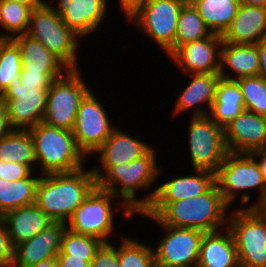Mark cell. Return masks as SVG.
<instances>
[{
	"label": "cell",
	"mask_w": 266,
	"mask_h": 267,
	"mask_svg": "<svg viewBox=\"0 0 266 267\" xmlns=\"http://www.w3.org/2000/svg\"><path fill=\"white\" fill-rule=\"evenodd\" d=\"M157 156V150L153 144L145 155L128 164L91 167L97 187L119 197L134 215H138L152 203L157 190L154 184L162 176L163 169L158 164ZM152 187L155 189L151 190ZM140 190H150V192L141 198L136 195Z\"/></svg>",
	"instance_id": "cell-1"
},
{
	"label": "cell",
	"mask_w": 266,
	"mask_h": 267,
	"mask_svg": "<svg viewBox=\"0 0 266 267\" xmlns=\"http://www.w3.org/2000/svg\"><path fill=\"white\" fill-rule=\"evenodd\" d=\"M230 206L224 201L216 183L204 194L170 203H151L138 213L153 216L162 225L214 232L227 227ZM229 212V213H227Z\"/></svg>",
	"instance_id": "cell-2"
},
{
	"label": "cell",
	"mask_w": 266,
	"mask_h": 267,
	"mask_svg": "<svg viewBox=\"0 0 266 267\" xmlns=\"http://www.w3.org/2000/svg\"><path fill=\"white\" fill-rule=\"evenodd\" d=\"M40 175L35 204L54 222L67 223L74 211L97 186L91 168Z\"/></svg>",
	"instance_id": "cell-3"
},
{
	"label": "cell",
	"mask_w": 266,
	"mask_h": 267,
	"mask_svg": "<svg viewBox=\"0 0 266 267\" xmlns=\"http://www.w3.org/2000/svg\"><path fill=\"white\" fill-rule=\"evenodd\" d=\"M28 131L34 142L36 169L40 168L38 175L68 173L86 167L88 158L79 149L71 130L40 122Z\"/></svg>",
	"instance_id": "cell-4"
},
{
	"label": "cell",
	"mask_w": 266,
	"mask_h": 267,
	"mask_svg": "<svg viewBox=\"0 0 266 267\" xmlns=\"http://www.w3.org/2000/svg\"><path fill=\"white\" fill-rule=\"evenodd\" d=\"M215 183L230 207L240 199V208H245L244 205L250 203L252 198L250 191L255 188L258 189L257 195L259 194L255 199L257 201L251 202L252 204L246 208H260L266 201V187L262 173L256 160L249 153L229 152L215 172Z\"/></svg>",
	"instance_id": "cell-5"
},
{
	"label": "cell",
	"mask_w": 266,
	"mask_h": 267,
	"mask_svg": "<svg viewBox=\"0 0 266 267\" xmlns=\"http://www.w3.org/2000/svg\"><path fill=\"white\" fill-rule=\"evenodd\" d=\"M25 35L41 42L69 69H81L77 49L82 38L62 21L52 1L48 0L42 6L32 9Z\"/></svg>",
	"instance_id": "cell-6"
},
{
	"label": "cell",
	"mask_w": 266,
	"mask_h": 267,
	"mask_svg": "<svg viewBox=\"0 0 266 267\" xmlns=\"http://www.w3.org/2000/svg\"><path fill=\"white\" fill-rule=\"evenodd\" d=\"M115 198L118 197L96 186L74 211L66 227L72 232L94 236L105 243H110V237L116 233L115 215L122 211L123 218L127 219L134 214L121 200L118 206L112 203Z\"/></svg>",
	"instance_id": "cell-7"
},
{
	"label": "cell",
	"mask_w": 266,
	"mask_h": 267,
	"mask_svg": "<svg viewBox=\"0 0 266 267\" xmlns=\"http://www.w3.org/2000/svg\"><path fill=\"white\" fill-rule=\"evenodd\" d=\"M231 209L227 228L233 235L240 267H266V213L261 208Z\"/></svg>",
	"instance_id": "cell-8"
},
{
	"label": "cell",
	"mask_w": 266,
	"mask_h": 267,
	"mask_svg": "<svg viewBox=\"0 0 266 267\" xmlns=\"http://www.w3.org/2000/svg\"><path fill=\"white\" fill-rule=\"evenodd\" d=\"M80 70L69 69L51 83L43 123L64 130H73L80 103L91 90Z\"/></svg>",
	"instance_id": "cell-9"
},
{
	"label": "cell",
	"mask_w": 266,
	"mask_h": 267,
	"mask_svg": "<svg viewBox=\"0 0 266 267\" xmlns=\"http://www.w3.org/2000/svg\"><path fill=\"white\" fill-rule=\"evenodd\" d=\"M188 152L193 169L216 172L229 153L224 129L208 115L191 116L188 124Z\"/></svg>",
	"instance_id": "cell-10"
},
{
	"label": "cell",
	"mask_w": 266,
	"mask_h": 267,
	"mask_svg": "<svg viewBox=\"0 0 266 267\" xmlns=\"http://www.w3.org/2000/svg\"><path fill=\"white\" fill-rule=\"evenodd\" d=\"M183 6L177 0H146L127 21L166 53L174 45Z\"/></svg>",
	"instance_id": "cell-11"
},
{
	"label": "cell",
	"mask_w": 266,
	"mask_h": 267,
	"mask_svg": "<svg viewBox=\"0 0 266 267\" xmlns=\"http://www.w3.org/2000/svg\"><path fill=\"white\" fill-rule=\"evenodd\" d=\"M157 223L163 231L153 247L156 267H197L203 231L162 225L153 216H143ZM161 238V239H160Z\"/></svg>",
	"instance_id": "cell-12"
},
{
	"label": "cell",
	"mask_w": 266,
	"mask_h": 267,
	"mask_svg": "<svg viewBox=\"0 0 266 267\" xmlns=\"http://www.w3.org/2000/svg\"><path fill=\"white\" fill-rule=\"evenodd\" d=\"M101 101L91 89L80 103L72 130L79 149L88 159L117 127L111 124Z\"/></svg>",
	"instance_id": "cell-13"
},
{
	"label": "cell",
	"mask_w": 266,
	"mask_h": 267,
	"mask_svg": "<svg viewBox=\"0 0 266 267\" xmlns=\"http://www.w3.org/2000/svg\"><path fill=\"white\" fill-rule=\"evenodd\" d=\"M48 90L39 85L22 84L21 79L10 83L0 96L7 108L8 122L12 129L29 130L42 122Z\"/></svg>",
	"instance_id": "cell-14"
},
{
	"label": "cell",
	"mask_w": 266,
	"mask_h": 267,
	"mask_svg": "<svg viewBox=\"0 0 266 267\" xmlns=\"http://www.w3.org/2000/svg\"><path fill=\"white\" fill-rule=\"evenodd\" d=\"M222 44V35L211 33L178 47L168 58L185 76L187 73H219Z\"/></svg>",
	"instance_id": "cell-15"
},
{
	"label": "cell",
	"mask_w": 266,
	"mask_h": 267,
	"mask_svg": "<svg viewBox=\"0 0 266 267\" xmlns=\"http://www.w3.org/2000/svg\"><path fill=\"white\" fill-rule=\"evenodd\" d=\"M224 129L226 147L231 153H251L266 146V117L244 111Z\"/></svg>",
	"instance_id": "cell-16"
},
{
	"label": "cell",
	"mask_w": 266,
	"mask_h": 267,
	"mask_svg": "<svg viewBox=\"0 0 266 267\" xmlns=\"http://www.w3.org/2000/svg\"><path fill=\"white\" fill-rule=\"evenodd\" d=\"M51 1L57 7L62 21L81 38L97 31L108 13L109 0Z\"/></svg>",
	"instance_id": "cell-17"
},
{
	"label": "cell",
	"mask_w": 266,
	"mask_h": 267,
	"mask_svg": "<svg viewBox=\"0 0 266 267\" xmlns=\"http://www.w3.org/2000/svg\"><path fill=\"white\" fill-rule=\"evenodd\" d=\"M66 223L53 222L30 240L14 247L12 267H29L41 261L56 258L61 249V238Z\"/></svg>",
	"instance_id": "cell-18"
},
{
	"label": "cell",
	"mask_w": 266,
	"mask_h": 267,
	"mask_svg": "<svg viewBox=\"0 0 266 267\" xmlns=\"http://www.w3.org/2000/svg\"><path fill=\"white\" fill-rule=\"evenodd\" d=\"M187 75L192 78L176 97L173 117L188 110H192V116L208 115L215 100L217 84L221 78L220 74L197 73Z\"/></svg>",
	"instance_id": "cell-19"
},
{
	"label": "cell",
	"mask_w": 266,
	"mask_h": 267,
	"mask_svg": "<svg viewBox=\"0 0 266 267\" xmlns=\"http://www.w3.org/2000/svg\"><path fill=\"white\" fill-rule=\"evenodd\" d=\"M116 127L105 142L93 153L99 155L94 166L128 164L145 155L153 146Z\"/></svg>",
	"instance_id": "cell-20"
},
{
	"label": "cell",
	"mask_w": 266,
	"mask_h": 267,
	"mask_svg": "<svg viewBox=\"0 0 266 267\" xmlns=\"http://www.w3.org/2000/svg\"><path fill=\"white\" fill-rule=\"evenodd\" d=\"M193 170L188 176L177 175L157 185L152 203H170L194 198L206 193L215 184L214 172L204 169Z\"/></svg>",
	"instance_id": "cell-21"
},
{
	"label": "cell",
	"mask_w": 266,
	"mask_h": 267,
	"mask_svg": "<svg viewBox=\"0 0 266 267\" xmlns=\"http://www.w3.org/2000/svg\"><path fill=\"white\" fill-rule=\"evenodd\" d=\"M266 37V7L240 4L231 25L222 35L225 43L257 44Z\"/></svg>",
	"instance_id": "cell-22"
},
{
	"label": "cell",
	"mask_w": 266,
	"mask_h": 267,
	"mask_svg": "<svg viewBox=\"0 0 266 267\" xmlns=\"http://www.w3.org/2000/svg\"><path fill=\"white\" fill-rule=\"evenodd\" d=\"M259 68V50L256 44L223 42L219 71L221 78L237 80L243 77L256 76L259 74Z\"/></svg>",
	"instance_id": "cell-23"
},
{
	"label": "cell",
	"mask_w": 266,
	"mask_h": 267,
	"mask_svg": "<svg viewBox=\"0 0 266 267\" xmlns=\"http://www.w3.org/2000/svg\"><path fill=\"white\" fill-rule=\"evenodd\" d=\"M197 267H240L235 241L227 227L204 233Z\"/></svg>",
	"instance_id": "cell-24"
},
{
	"label": "cell",
	"mask_w": 266,
	"mask_h": 267,
	"mask_svg": "<svg viewBox=\"0 0 266 267\" xmlns=\"http://www.w3.org/2000/svg\"><path fill=\"white\" fill-rule=\"evenodd\" d=\"M2 218L13 247L30 240L54 222L35 203L8 211Z\"/></svg>",
	"instance_id": "cell-25"
},
{
	"label": "cell",
	"mask_w": 266,
	"mask_h": 267,
	"mask_svg": "<svg viewBox=\"0 0 266 267\" xmlns=\"http://www.w3.org/2000/svg\"><path fill=\"white\" fill-rule=\"evenodd\" d=\"M12 40L21 53L22 71L29 73H66L69 68L41 42L27 35H19Z\"/></svg>",
	"instance_id": "cell-26"
},
{
	"label": "cell",
	"mask_w": 266,
	"mask_h": 267,
	"mask_svg": "<svg viewBox=\"0 0 266 267\" xmlns=\"http://www.w3.org/2000/svg\"><path fill=\"white\" fill-rule=\"evenodd\" d=\"M244 111V98L237 81L220 78L208 116L224 127Z\"/></svg>",
	"instance_id": "cell-27"
},
{
	"label": "cell",
	"mask_w": 266,
	"mask_h": 267,
	"mask_svg": "<svg viewBox=\"0 0 266 267\" xmlns=\"http://www.w3.org/2000/svg\"><path fill=\"white\" fill-rule=\"evenodd\" d=\"M240 4V0H197L193 7L212 33L223 35L231 25Z\"/></svg>",
	"instance_id": "cell-28"
},
{
	"label": "cell",
	"mask_w": 266,
	"mask_h": 267,
	"mask_svg": "<svg viewBox=\"0 0 266 267\" xmlns=\"http://www.w3.org/2000/svg\"><path fill=\"white\" fill-rule=\"evenodd\" d=\"M31 174L28 178L9 182L0 179V216L16 208L35 203L40 176Z\"/></svg>",
	"instance_id": "cell-29"
},
{
	"label": "cell",
	"mask_w": 266,
	"mask_h": 267,
	"mask_svg": "<svg viewBox=\"0 0 266 267\" xmlns=\"http://www.w3.org/2000/svg\"><path fill=\"white\" fill-rule=\"evenodd\" d=\"M0 160L28 165L35 172V148L30 132L12 129L2 137L0 139Z\"/></svg>",
	"instance_id": "cell-30"
},
{
	"label": "cell",
	"mask_w": 266,
	"mask_h": 267,
	"mask_svg": "<svg viewBox=\"0 0 266 267\" xmlns=\"http://www.w3.org/2000/svg\"><path fill=\"white\" fill-rule=\"evenodd\" d=\"M211 33L193 5H184L179 14L174 45L166 55L170 56L178 47L208 37Z\"/></svg>",
	"instance_id": "cell-31"
},
{
	"label": "cell",
	"mask_w": 266,
	"mask_h": 267,
	"mask_svg": "<svg viewBox=\"0 0 266 267\" xmlns=\"http://www.w3.org/2000/svg\"><path fill=\"white\" fill-rule=\"evenodd\" d=\"M32 8L19 2L0 0V26L6 32L0 39H12L26 34Z\"/></svg>",
	"instance_id": "cell-32"
},
{
	"label": "cell",
	"mask_w": 266,
	"mask_h": 267,
	"mask_svg": "<svg viewBox=\"0 0 266 267\" xmlns=\"http://www.w3.org/2000/svg\"><path fill=\"white\" fill-rule=\"evenodd\" d=\"M119 239L120 245L117 246L121 267H156L154 250L150 244L130 235H122Z\"/></svg>",
	"instance_id": "cell-33"
},
{
	"label": "cell",
	"mask_w": 266,
	"mask_h": 267,
	"mask_svg": "<svg viewBox=\"0 0 266 267\" xmlns=\"http://www.w3.org/2000/svg\"><path fill=\"white\" fill-rule=\"evenodd\" d=\"M22 71L21 53L12 39H0V96L10 83L20 79Z\"/></svg>",
	"instance_id": "cell-34"
},
{
	"label": "cell",
	"mask_w": 266,
	"mask_h": 267,
	"mask_svg": "<svg viewBox=\"0 0 266 267\" xmlns=\"http://www.w3.org/2000/svg\"><path fill=\"white\" fill-rule=\"evenodd\" d=\"M101 239L90 235L78 234L66 228L61 238V249L57 255H71L91 261L104 244Z\"/></svg>",
	"instance_id": "cell-35"
},
{
	"label": "cell",
	"mask_w": 266,
	"mask_h": 267,
	"mask_svg": "<svg viewBox=\"0 0 266 267\" xmlns=\"http://www.w3.org/2000/svg\"><path fill=\"white\" fill-rule=\"evenodd\" d=\"M236 81L243 94L245 110L266 117V80L256 75Z\"/></svg>",
	"instance_id": "cell-36"
},
{
	"label": "cell",
	"mask_w": 266,
	"mask_h": 267,
	"mask_svg": "<svg viewBox=\"0 0 266 267\" xmlns=\"http://www.w3.org/2000/svg\"><path fill=\"white\" fill-rule=\"evenodd\" d=\"M104 243L96 252L90 267H121L118 260V247L113 243Z\"/></svg>",
	"instance_id": "cell-37"
},
{
	"label": "cell",
	"mask_w": 266,
	"mask_h": 267,
	"mask_svg": "<svg viewBox=\"0 0 266 267\" xmlns=\"http://www.w3.org/2000/svg\"><path fill=\"white\" fill-rule=\"evenodd\" d=\"M34 172L28 165L0 160V179L9 182L28 178Z\"/></svg>",
	"instance_id": "cell-38"
},
{
	"label": "cell",
	"mask_w": 266,
	"mask_h": 267,
	"mask_svg": "<svg viewBox=\"0 0 266 267\" xmlns=\"http://www.w3.org/2000/svg\"><path fill=\"white\" fill-rule=\"evenodd\" d=\"M14 261V247L10 240L6 223L0 216V262L5 267H12Z\"/></svg>",
	"instance_id": "cell-39"
},
{
	"label": "cell",
	"mask_w": 266,
	"mask_h": 267,
	"mask_svg": "<svg viewBox=\"0 0 266 267\" xmlns=\"http://www.w3.org/2000/svg\"><path fill=\"white\" fill-rule=\"evenodd\" d=\"M65 73H29L21 72L20 79L22 84L39 85L43 90H49L51 83L62 77Z\"/></svg>",
	"instance_id": "cell-40"
},
{
	"label": "cell",
	"mask_w": 266,
	"mask_h": 267,
	"mask_svg": "<svg viewBox=\"0 0 266 267\" xmlns=\"http://www.w3.org/2000/svg\"><path fill=\"white\" fill-rule=\"evenodd\" d=\"M59 267H90V262L86 258L72 257L71 255L56 256Z\"/></svg>",
	"instance_id": "cell-41"
},
{
	"label": "cell",
	"mask_w": 266,
	"mask_h": 267,
	"mask_svg": "<svg viewBox=\"0 0 266 267\" xmlns=\"http://www.w3.org/2000/svg\"><path fill=\"white\" fill-rule=\"evenodd\" d=\"M146 0H118L123 16L130 17Z\"/></svg>",
	"instance_id": "cell-42"
},
{
	"label": "cell",
	"mask_w": 266,
	"mask_h": 267,
	"mask_svg": "<svg viewBox=\"0 0 266 267\" xmlns=\"http://www.w3.org/2000/svg\"><path fill=\"white\" fill-rule=\"evenodd\" d=\"M12 130L7 115L5 103L0 99V139L6 136Z\"/></svg>",
	"instance_id": "cell-43"
},
{
	"label": "cell",
	"mask_w": 266,
	"mask_h": 267,
	"mask_svg": "<svg viewBox=\"0 0 266 267\" xmlns=\"http://www.w3.org/2000/svg\"><path fill=\"white\" fill-rule=\"evenodd\" d=\"M259 50V76L266 80V37L262 38L257 44Z\"/></svg>",
	"instance_id": "cell-44"
},
{
	"label": "cell",
	"mask_w": 266,
	"mask_h": 267,
	"mask_svg": "<svg viewBox=\"0 0 266 267\" xmlns=\"http://www.w3.org/2000/svg\"><path fill=\"white\" fill-rule=\"evenodd\" d=\"M257 162L259 169L262 173L264 184L266 187V151L262 150H255L249 153Z\"/></svg>",
	"instance_id": "cell-45"
},
{
	"label": "cell",
	"mask_w": 266,
	"mask_h": 267,
	"mask_svg": "<svg viewBox=\"0 0 266 267\" xmlns=\"http://www.w3.org/2000/svg\"><path fill=\"white\" fill-rule=\"evenodd\" d=\"M7 1L19 2L27 6H30L33 9L42 6L47 0H7Z\"/></svg>",
	"instance_id": "cell-46"
},
{
	"label": "cell",
	"mask_w": 266,
	"mask_h": 267,
	"mask_svg": "<svg viewBox=\"0 0 266 267\" xmlns=\"http://www.w3.org/2000/svg\"><path fill=\"white\" fill-rule=\"evenodd\" d=\"M29 267H59L56 258H51L45 261H41L37 264L31 265Z\"/></svg>",
	"instance_id": "cell-47"
},
{
	"label": "cell",
	"mask_w": 266,
	"mask_h": 267,
	"mask_svg": "<svg viewBox=\"0 0 266 267\" xmlns=\"http://www.w3.org/2000/svg\"><path fill=\"white\" fill-rule=\"evenodd\" d=\"M241 4L266 7V0H240Z\"/></svg>",
	"instance_id": "cell-48"
},
{
	"label": "cell",
	"mask_w": 266,
	"mask_h": 267,
	"mask_svg": "<svg viewBox=\"0 0 266 267\" xmlns=\"http://www.w3.org/2000/svg\"><path fill=\"white\" fill-rule=\"evenodd\" d=\"M180 1L184 5H193L197 0H177Z\"/></svg>",
	"instance_id": "cell-49"
},
{
	"label": "cell",
	"mask_w": 266,
	"mask_h": 267,
	"mask_svg": "<svg viewBox=\"0 0 266 267\" xmlns=\"http://www.w3.org/2000/svg\"><path fill=\"white\" fill-rule=\"evenodd\" d=\"M260 208L266 213V201L263 203V205Z\"/></svg>",
	"instance_id": "cell-50"
}]
</instances>
